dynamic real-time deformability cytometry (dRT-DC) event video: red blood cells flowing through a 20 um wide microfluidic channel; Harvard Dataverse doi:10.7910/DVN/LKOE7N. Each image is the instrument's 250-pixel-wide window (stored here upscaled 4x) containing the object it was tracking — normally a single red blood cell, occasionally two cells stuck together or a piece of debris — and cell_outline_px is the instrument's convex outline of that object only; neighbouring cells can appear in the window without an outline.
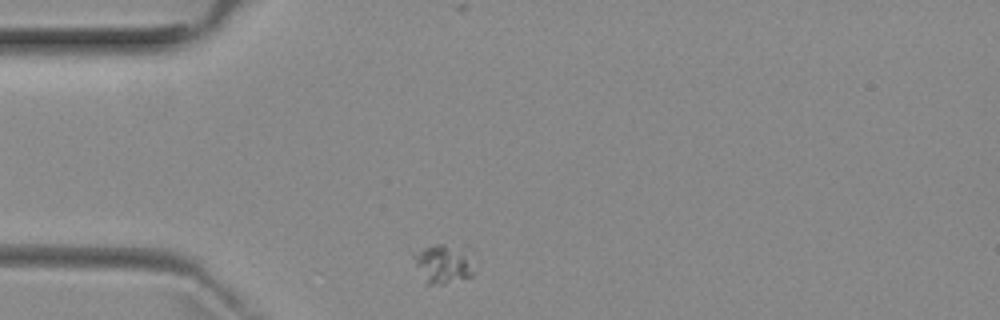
{"species": "common noctule bat (a hibernating species)", "species_latin": "Nyctalus noctula", "temperature_condition": "room temperature", "stored_images_in_passage": 5, "camera_frame_rate_fps": 3000, "um_per_image_px": 0.085, "animal": {"sex": "female", "body_mass_g": 29.2, "forearm_length_mm": 56.3}, "frame": {"image": 1, "passage_image": 1, "time_ms": 0.0, "image_size_px": [1000, 320], "cell_outline_px": [[476, 272], [472, 276], [444, 284], [428, 284], [416, 264], [412, 256], [412, 252], [432, 244], [444, 244], [464, 252]], "centroid_in_image_um": [37.63, 22.44], "position_along_channel_um": 47.4, "area_um2": 13.12}}
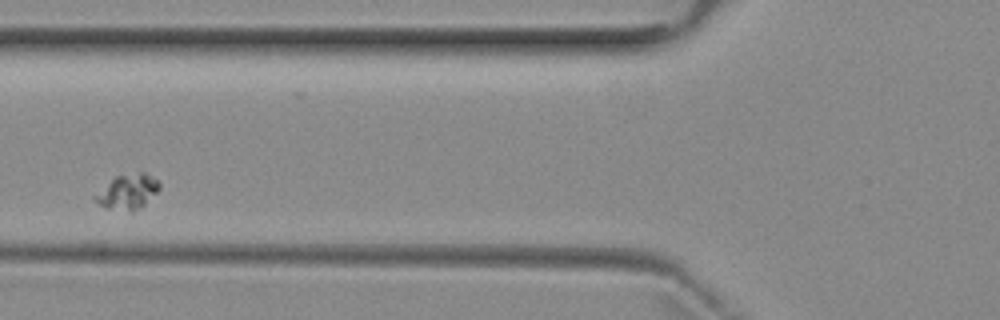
{"frame": {"image": 2, "passage_image": 3, "time_ms": 2.333, "image_size_px": [1000, 320], "cell_outline_px": [[160, 188], [140, 208], [132, 212], [108, 208], [100, 204], [92, 196], [116, 176], [140, 172], [144, 172], [156, 180], [160, 184]], "centroid_in_image_um": [10.85, 16.3], "position_along_channel_um": 115.0, "area_um2": 12.72}}
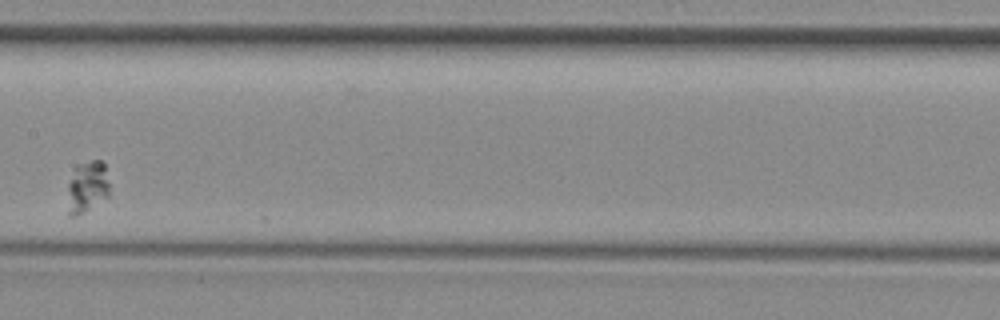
{"frame": {"image": 3, "passage_image": 5, "time_ms": 4.667, "image_size_px": [1000, 320], "cell_outline_px": [[108, 196], [84, 212], [76, 216], [68, 216], [68, 184], [76, 168], [80, 164], [92, 160], [104, 160], [108, 184]], "centroid_in_image_um": [7.41, 15.89], "position_along_channel_um": 200.0, "area_um2": 12.37}}